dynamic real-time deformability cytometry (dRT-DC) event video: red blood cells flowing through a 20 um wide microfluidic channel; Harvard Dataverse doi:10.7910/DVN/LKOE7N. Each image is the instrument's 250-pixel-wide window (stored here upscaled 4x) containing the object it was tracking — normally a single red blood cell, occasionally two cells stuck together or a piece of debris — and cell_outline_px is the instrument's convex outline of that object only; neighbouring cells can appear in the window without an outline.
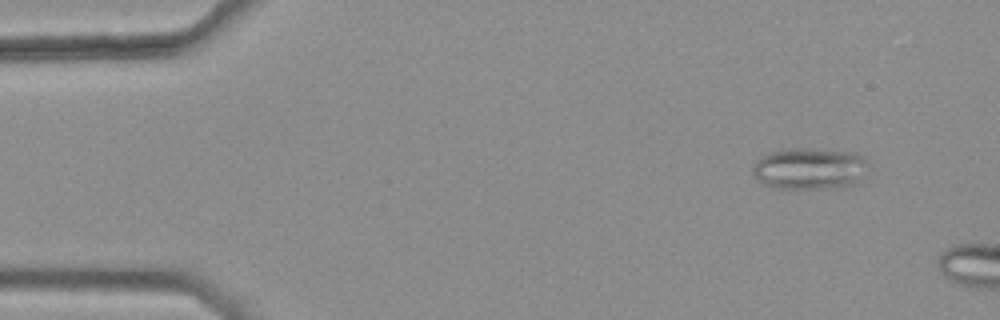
{"species": "common noctule bat (a hibernating species)", "species_latin": "Nyctalus noctula", "temperature_condition": "warm", "stored_images_in_passage": 3, "camera_frame_rate_fps": 3000, "um_per_image_px": 0.085, "animal": {"sex": "female", "body_mass_g": 25.1}, "frame": {"image": 1, "passage_image": 1, "time_ms": 0.0, "image_size_px": [1000, 320], "cell_outline_px": [[864, 164], [860, 180], [852, 184], [832, 188], [776, 188], [764, 184], [752, 172], [752, 168], [756, 160], [768, 152], [784, 148], [808, 148], [856, 152], [864, 156]], "centroid_in_image_um": [68.75, 14.3], "position_along_channel_um": 16.2, "area_um2": 27.8}}